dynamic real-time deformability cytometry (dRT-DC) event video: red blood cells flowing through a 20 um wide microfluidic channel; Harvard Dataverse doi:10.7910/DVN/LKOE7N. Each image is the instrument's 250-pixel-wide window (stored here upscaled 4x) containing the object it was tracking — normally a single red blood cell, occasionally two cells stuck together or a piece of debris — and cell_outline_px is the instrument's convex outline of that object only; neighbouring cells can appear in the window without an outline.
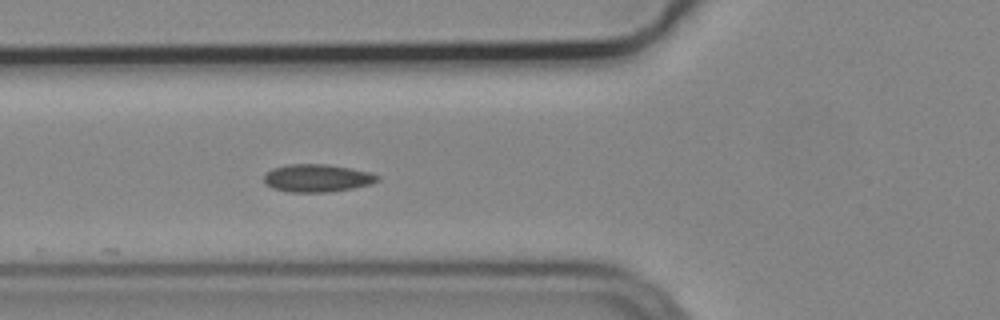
{"species": "common noctule bat (a hibernating species)", "species_latin": "Nyctalus noctula", "temperature_condition": "cold", "stored_images_in_passage": 4, "camera_frame_rate_fps": 3000, "um_per_image_px": 0.085, "animal": {"sex": "male", "body_mass_g": 19.2, "forearm_length_mm": 51.8}, "frame": {"image": 1, "passage_image": 4, "time_ms": 1.0, "image_size_px": [1000, 320], "cell_outline_px": [[380, 180], [372, 184], [352, 188], [328, 192], [288, 192], [272, 188], [264, 180], [264, 176], [272, 168], [288, 164], [328, 164], [372, 172], [380, 176]], "centroid_in_image_um": [27.0, 15.13], "position_along_channel_um": 98.8, "area_um2": 18.44}}